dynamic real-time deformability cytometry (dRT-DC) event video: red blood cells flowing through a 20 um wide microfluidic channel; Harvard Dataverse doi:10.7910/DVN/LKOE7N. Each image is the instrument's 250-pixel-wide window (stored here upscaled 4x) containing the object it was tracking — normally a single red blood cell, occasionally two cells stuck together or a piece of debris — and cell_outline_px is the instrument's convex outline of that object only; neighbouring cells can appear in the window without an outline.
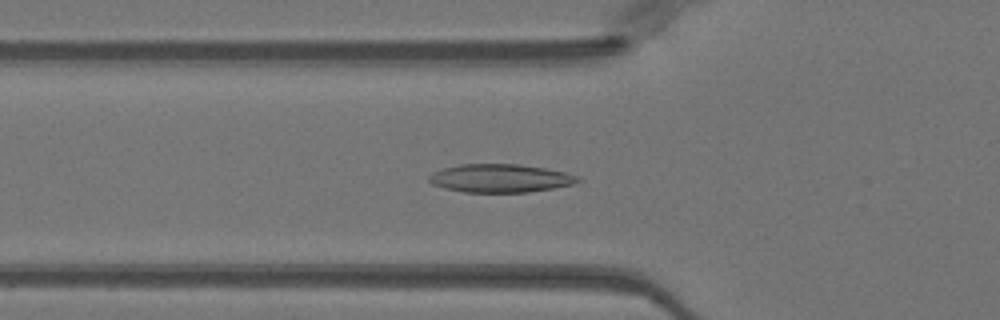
{"species": "Egyptian fruit bat (a non-hibernating species)", "species_latin": "Rousettus aegyptiacus", "temperature_condition": "warm", "stored_images_in_passage": 35, "camera_frame_rate_fps": 3000, "um_per_image_px": 0.085, "animal": {"sex": "female"}, "frame": {"image": 1, "passage_image": 2, "time_ms": 0.333, "image_size_px": [1000, 320], "cell_outline_px": [[584, 180], [572, 184], [552, 188], [528, 192], [464, 192], [444, 188], [432, 184], [428, 180], [428, 176], [432, 172], [444, 168], [460, 164], [520, 164], [544, 168], [564, 172], [576, 176]], "centroid_in_image_um": [42.49, 15.15], "position_along_channel_um": 83.3, "area_um2": 24.45}}
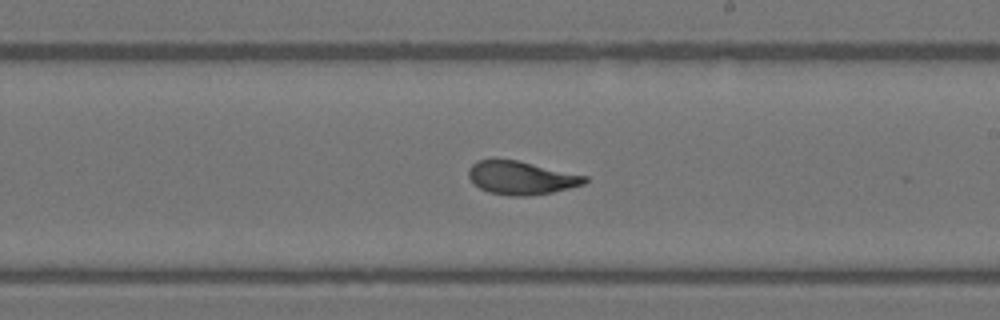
{"frame": {"image": 2, "passage_image": 14, "time_ms": 4.333, "image_size_px": [1000, 320], "cell_outline_px": [[588, 180], [584, 184], [552, 192], [528, 196], [508, 196], [488, 192], [480, 188], [468, 176], [468, 168], [476, 160], [516, 160], [588, 176]], "centroid_in_image_um": [44.3, 15.12], "position_along_channel_um": 244.7, "area_um2": 22.37}}
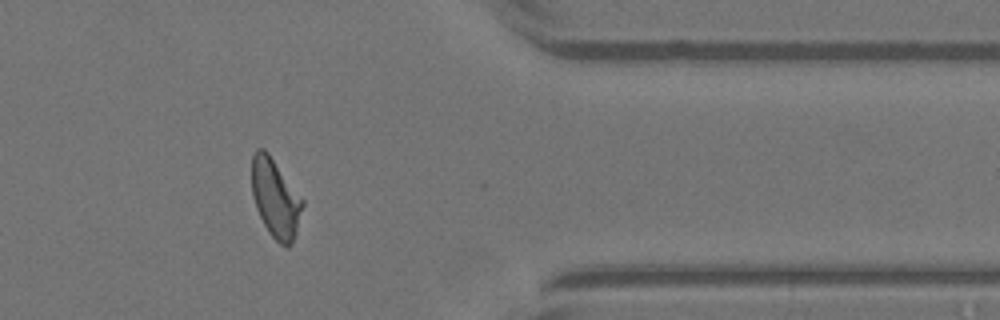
{"frame": {"image": 3, "passage_image": 26, "time_ms": 8.333, "image_size_px": [1000, 320], "cell_outline_px": [[304, 204], [296, 232], [292, 244], [288, 248], [284, 248], [268, 232], [256, 208], [252, 196], [252, 156], [256, 148], [264, 148], [268, 152], [304, 200]], "centroid_in_image_um": [23.41, 16.86], "position_along_channel_um": 388.0, "area_um2": 23.35}, "authors_computed_cell_mechanics": {"area_um2": 23.2356, "velocity_mm_per_s": 4.0116, "shape_relaxation_time_tau1_ms": 5.1936, "shape_relaxation_time_tau2_ms": 0.9389, "deformation_change_tau1": 0.1964, "deformation_change_tau2": 0.0731}}